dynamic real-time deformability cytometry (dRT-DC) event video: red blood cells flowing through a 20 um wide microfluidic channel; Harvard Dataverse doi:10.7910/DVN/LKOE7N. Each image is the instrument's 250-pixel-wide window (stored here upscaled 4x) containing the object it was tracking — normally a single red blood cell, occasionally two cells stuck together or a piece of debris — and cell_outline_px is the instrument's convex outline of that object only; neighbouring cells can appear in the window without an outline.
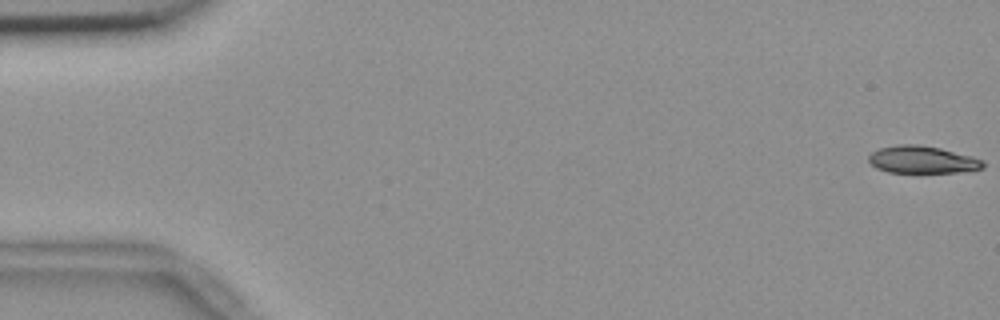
{"species": "common noctule bat (a hibernating species)", "species_latin": "Nyctalus noctula", "temperature_condition": "room temperature", "stored_images_in_passage": 55, "camera_frame_rate_fps": 3000, "um_per_image_px": 0.085, "animal": {"sex": "female", "body_mass_g": 18.4}, "frame": {"image": 1, "passage_image": 1, "time_ms": 0.0, "image_size_px": [1000, 320], "cell_outline_px": [[984, 168], [960, 172], [888, 172], [876, 168], [868, 160], [868, 156], [872, 152], [880, 148], [900, 144], [916, 144], [940, 148], [984, 160]], "centroid_in_image_um": [78.38, 13.57], "position_along_channel_um": 6.6, "area_um2": 18.03}}
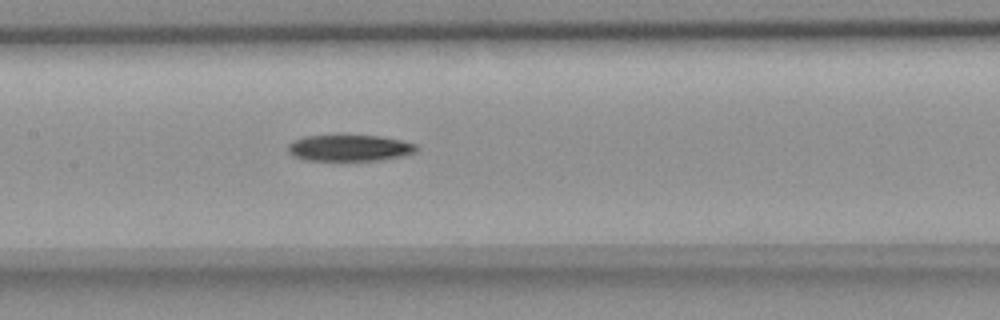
{"frame": {"image": 2, "passage_image": 27, "time_ms": 8.667, "image_size_px": [1000, 320], "cell_outline_px": [[420, 148], [416, 152], [404, 156], [380, 160], [304, 160], [292, 156], [288, 152], [288, 144], [292, 140], [304, 136], [380, 136], [400, 140], [416, 144]], "centroid_in_image_um": [29.71, 12.58], "position_along_channel_um": 177.7, "area_um2": 19.77}}
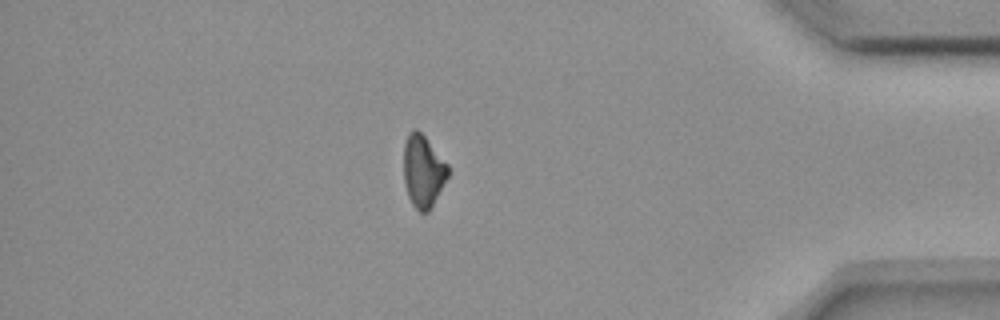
{"frame": {"image": 3, "passage_image": 48, "time_ms": 15.667, "image_size_px": [1000, 320], "cell_outline_px": [[448, 176], [428, 212], [420, 212], [412, 204], [408, 196], [404, 184], [404, 144], [408, 132], [412, 128], [416, 128], [424, 136], [448, 164]], "centroid_in_image_um": [35.94, 14.52], "position_along_channel_um": 399.3, "area_um2": 18.5}, "authors_computed_cell_mechanics": {"area_um2": 19.941, "velocity_mm_per_s": 3.6922, "shape_relaxation_time_tau1_ms": 7.9177, "shape_relaxation_time_tau2_ms": null, "deformation_change_tau1": 0.1756, "deformation_change_tau2": null}}